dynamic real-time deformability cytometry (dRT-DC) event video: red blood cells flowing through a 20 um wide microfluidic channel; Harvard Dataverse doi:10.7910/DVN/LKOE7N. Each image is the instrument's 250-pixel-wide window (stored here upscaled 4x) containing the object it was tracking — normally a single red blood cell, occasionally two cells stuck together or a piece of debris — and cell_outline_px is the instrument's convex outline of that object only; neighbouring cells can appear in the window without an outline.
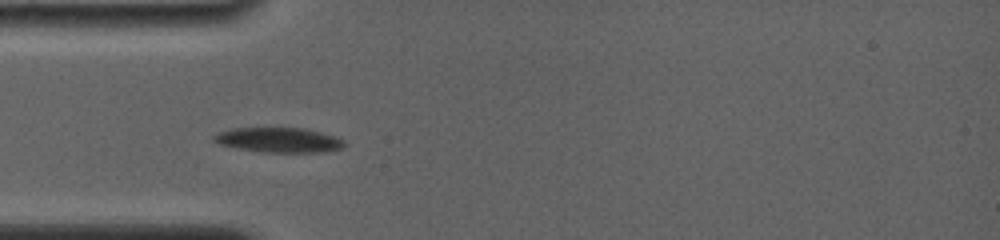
{"species": "common noctule bat (a hibernating species)", "species_latin": "Nyctalus noctula", "temperature_condition": "room temperature", "stored_images_in_passage": 8, "camera_frame_rate_fps": 4000, "um_per_image_px": 0.085, "animal": {"sex": "female", "body_mass_g": 19.0, "forearm_length_mm": 56.7}, "frame": {"image": 1, "passage_image": 3, "time_ms": 2.25, "image_size_px": [1000, 240], "cell_outline_px": [[344, 144], [340, 148], [324, 152], [264, 152], [240, 148], [220, 144], [212, 140], [212, 136], [216, 132], [232, 128], [304, 128], [320, 132], [344, 140]], "centroid_in_image_um": [23.64, 11.89], "position_along_channel_um": 61.4, "area_um2": 18.67}}
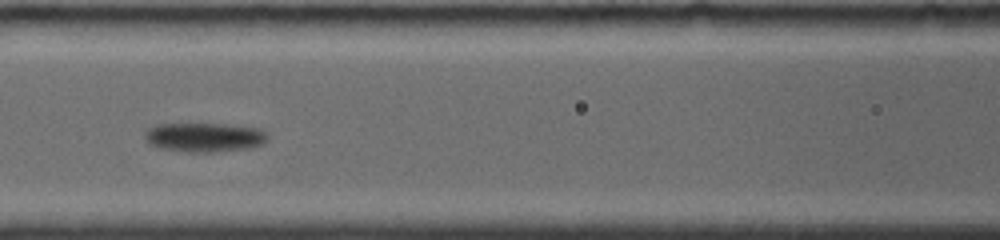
{"frame": {"image": 2, "passage_image": 5, "time_ms": 4.75, "image_size_px": [1000, 240], "cell_outline_px": [[268, 136], [260, 144], [248, 148], [212, 152], [192, 152], [160, 148], [152, 144], [144, 136], [144, 132], [152, 124], [224, 124], [260, 128]], "centroid_in_image_um": [17.34, 11.65], "position_along_channel_um": 149.3, "area_um2": 20.63}}
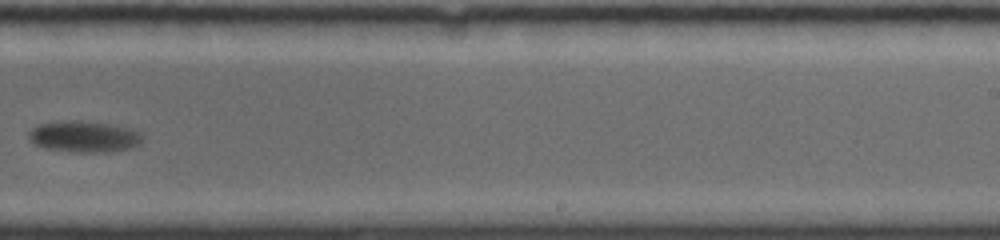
{"frame": {"image": 3, "passage_image": 8, "time_ms": 8.5, "image_size_px": [1000, 240], "cell_outline_px": [[140, 144], [132, 148], [104, 152], [72, 152], [44, 148], [32, 144], [28, 140], [28, 132], [32, 128], [40, 124], [64, 120], [80, 120], [112, 124], [132, 128], [140, 132]], "centroid_in_image_um": [7.1, 11.6], "position_along_channel_um": 281.9, "area_um2": 21.04}}